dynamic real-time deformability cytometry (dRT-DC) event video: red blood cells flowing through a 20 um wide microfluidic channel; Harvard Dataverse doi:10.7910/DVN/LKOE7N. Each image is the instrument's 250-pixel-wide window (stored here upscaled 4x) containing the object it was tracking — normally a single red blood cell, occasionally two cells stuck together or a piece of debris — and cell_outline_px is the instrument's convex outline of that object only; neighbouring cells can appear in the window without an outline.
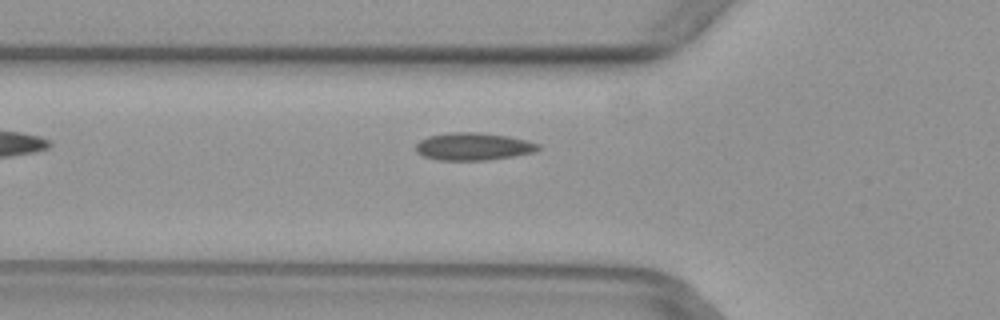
{"species": "common noctule bat (a hibernating species)", "species_latin": "Nyctalus noctula", "temperature_condition": "warm", "stored_images_in_passage": 36, "camera_frame_rate_fps": 3000, "um_per_image_px": 0.085, "animal": {"sex": "female", "body_mass_g": 29.2, "forearm_length_mm": 56.3}, "frame": {"image": 1, "passage_image": 3, "time_ms": 0.667, "image_size_px": [1000, 320], "cell_outline_px": [[540, 148], [536, 152], [512, 156], [484, 160], [436, 160], [424, 156], [416, 152], [416, 144], [420, 140], [428, 136], [448, 132], [480, 132], [508, 136], [540, 144]], "centroid_in_image_um": [40.21, 12.44], "position_along_channel_um": 85.6, "area_um2": 19.65}}
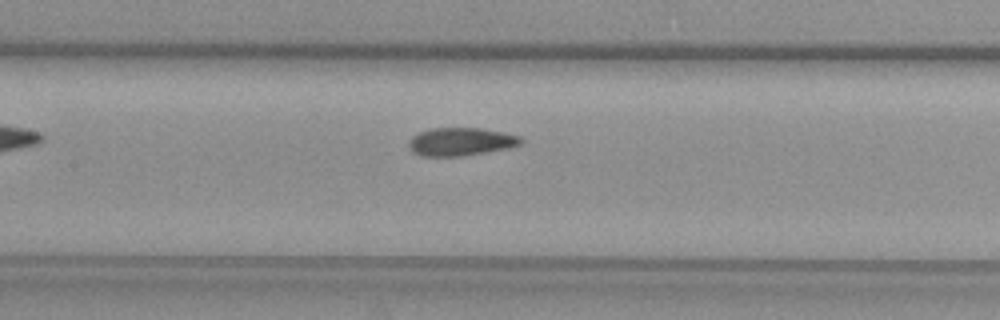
{"frame": {"image": 2, "passage_image": 9, "time_ms": 2.667, "image_size_px": [1000, 320], "cell_outline_px": [[524, 144], [508, 148], [460, 156], [420, 156], [412, 152], [408, 144], [408, 140], [412, 136], [428, 128], [484, 128], [504, 132], [520, 136], [524, 140]], "centroid_in_image_um": [39.18, 12.03], "position_along_channel_um": 168.2, "area_um2": 18.55}}
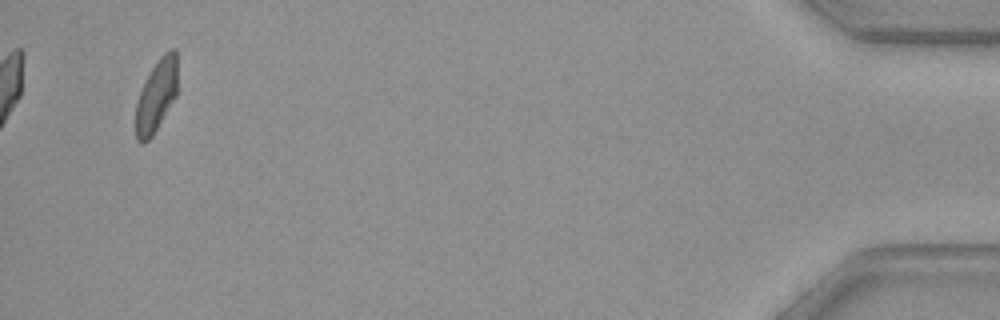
{"frame": {"image": 3, "passage_image": 34, "time_ms": 11.0, "image_size_px": [1000, 320], "cell_outline_px": [[176, 96], [152, 136], [144, 144], [140, 144], [136, 140], [136, 100], [152, 68], [160, 56], [164, 52], [172, 48], [176, 48]], "centroid_in_image_um": [13.27, 8.16], "position_along_channel_um": 421.9, "area_um2": 17.34}}